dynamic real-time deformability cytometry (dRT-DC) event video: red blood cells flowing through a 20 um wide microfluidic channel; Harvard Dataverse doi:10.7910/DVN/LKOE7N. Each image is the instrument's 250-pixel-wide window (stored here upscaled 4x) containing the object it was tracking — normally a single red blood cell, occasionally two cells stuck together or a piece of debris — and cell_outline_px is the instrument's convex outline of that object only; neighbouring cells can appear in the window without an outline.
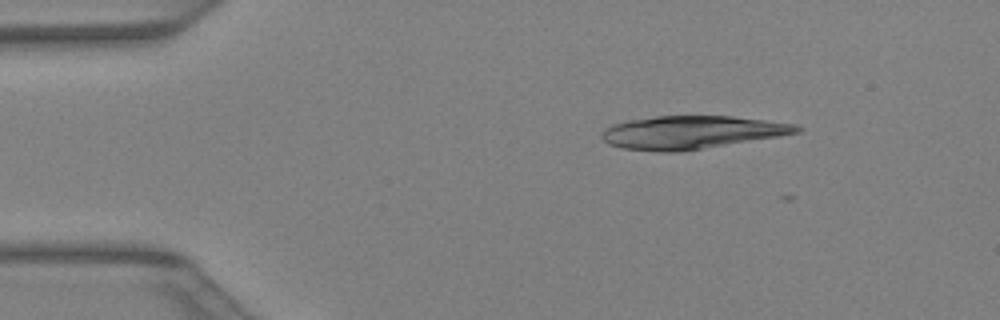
{"species": "Egyptian fruit bat (a non-hibernating species)", "species_latin": "Rousettus aegyptiacus", "temperature_condition": "warm", "stored_images_in_passage": 8, "camera_frame_rate_fps": 3000, "um_per_image_px": 0.085, "animal": {"sex": "female"}, "frame": {"image": 1, "passage_image": 1, "time_ms": 0.0, "image_size_px": [1000, 320], "cell_outline_px": [[804, 128], [800, 132], [780, 136], [680, 152], [660, 152], [624, 148], [608, 144], [600, 136], [604, 128], [612, 124], [628, 120], [656, 116], [732, 116], [796, 124]], "centroid_in_image_um": [58.78, 11.25], "position_along_channel_um": 26.2, "area_um2": 37.57}}